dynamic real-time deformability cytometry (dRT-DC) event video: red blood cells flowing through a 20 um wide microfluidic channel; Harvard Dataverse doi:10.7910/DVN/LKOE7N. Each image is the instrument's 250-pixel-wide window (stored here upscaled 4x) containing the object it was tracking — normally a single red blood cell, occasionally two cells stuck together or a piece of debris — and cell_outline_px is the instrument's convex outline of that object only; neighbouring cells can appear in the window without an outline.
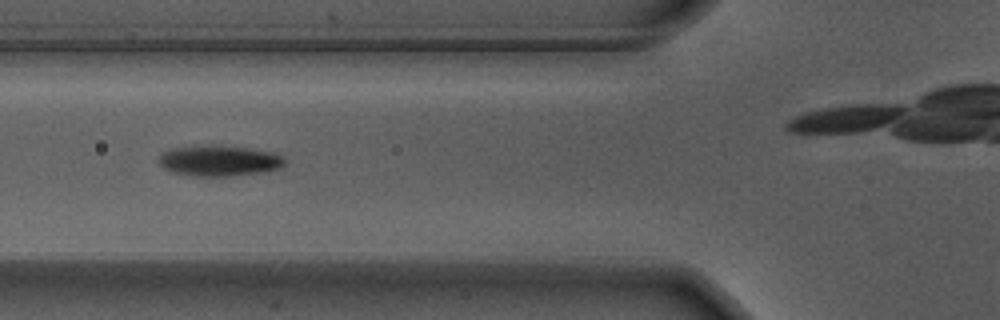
{"species": "Egyptian fruit bat (a non-hibernating species)", "species_latin": "Rousettus aegyptiacus", "temperature_condition": "warm", "stored_images_in_passage": 43, "camera_frame_rate_fps": 3000, "um_per_image_px": 0.085, "animal": {"sex": "male"}, "frame": {"image": 1, "passage_image": 7, "time_ms": 2.0, "image_size_px": [1000, 320], "cell_outline_px": [[288, 160], [280, 168], [260, 172], [232, 176], [192, 176], [172, 172], [164, 168], [160, 164], [160, 156], [164, 152], [172, 148], [200, 144], [248, 148], [272, 152]], "centroid_in_image_um": [18.62, 13.66], "position_along_channel_um": 107.2, "area_um2": 22.54}}
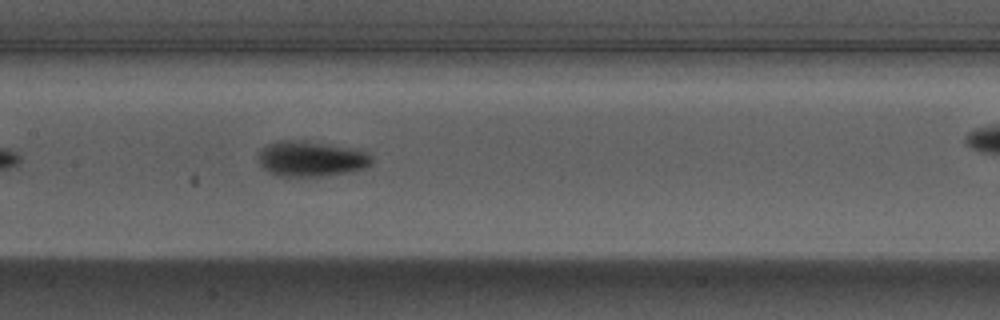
{"frame": {"image": 2, "passage_image": 13, "time_ms": 4.0, "image_size_px": [1000, 320], "cell_outline_px": [[372, 164], [364, 168], [352, 172], [328, 176], [276, 176], [268, 172], [260, 164], [256, 156], [260, 148], [276, 140], [304, 140], [360, 148], [372, 160]], "centroid_in_image_um": [26.42, 13.48], "position_along_channel_um": 181.0, "area_um2": 24.04}, "authors_computed_cell_mechanics": {"area_um2": 21.6172, "velocity_mm_per_s": 3.682, "shape_relaxation_time_tau1_ms": 2.6886, "shape_relaxation_time_tau2_ms": null, "deformation_change_tau1": 0.1507, "deformation_change_tau2": null}}